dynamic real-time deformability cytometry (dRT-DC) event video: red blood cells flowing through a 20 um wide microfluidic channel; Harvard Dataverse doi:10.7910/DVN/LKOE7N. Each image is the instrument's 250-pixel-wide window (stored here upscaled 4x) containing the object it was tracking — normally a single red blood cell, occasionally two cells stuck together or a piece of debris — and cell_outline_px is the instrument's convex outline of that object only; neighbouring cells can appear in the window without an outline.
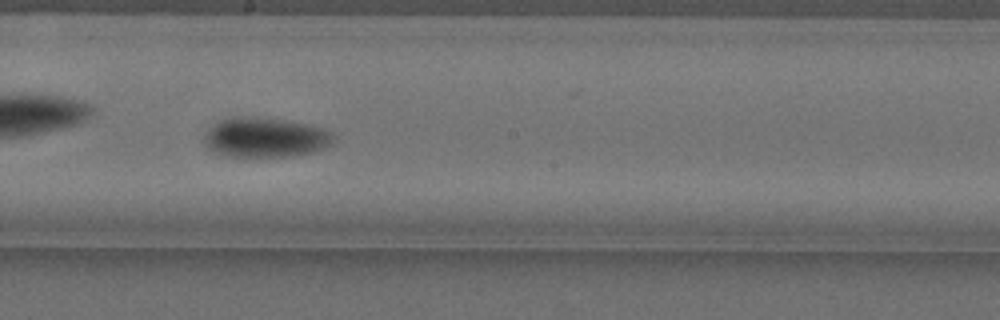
{"species": "Egyptian fruit bat (a non-hibernating species)", "species_latin": "Rousettus aegyptiacus", "temperature_condition": "cold", "stored_images_in_passage": 57, "camera_frame_rate_fps": 3000, "um_per_image_px": 0.085, "animal": {"sex": "female"}, "frame": {"image": 1, "passage_image": 33, "time_ms": 10.667, "image_size_px": [1000, 320], "cell_outline_px": [[336, 136], [328, 144], [312, 152], [292, 156], [228, 156], [216, 152], [208, 148], [204, 144], [204, 136], [220, 120], [240, 116], [248, 116], [284, 120], [324, 128]], "centroid_in_image_um": [22.53, 11.68], "position_along_channel_um": 225.7, "area_um2": 29.3}}
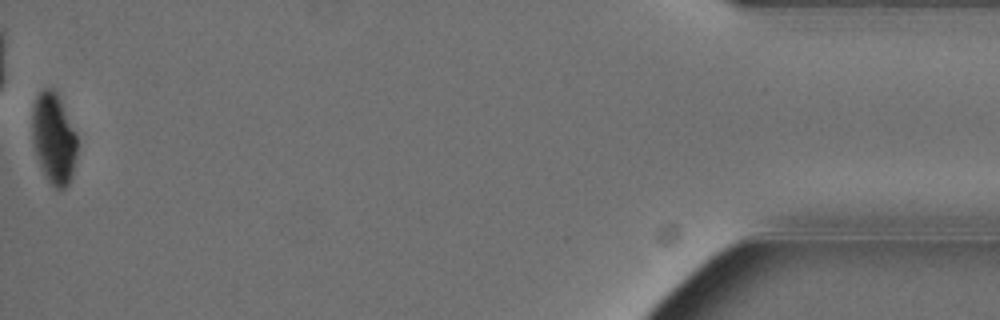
{"frame": {"image": 2, "passage_image": 57, "time_ms": 18.667, "image_size_px": [1000, 320], "cell_outline_px": [[80, 144], [72, 176], [68, 184], [64, 188], [56, 188], [44, 176], [36, 156], [32, 140], [32, 108], [36, 96], [44, 88], [52, 88], [56, 92], [76, 132]], "centroid_in_image_um": [4.59, 11.78], "position_along_channel_um": 430.6, "area_um2": 24.22}, "authors_computed_cell_mechanics": {"area_um2": 27.0504, "velocity_mm_per_s": 3.5788, "shape_relaxation_time_tau1_ms": 4.3752, "shape_relaxation_time_tau2_ms": null, "deformation_change_tau1": 0.1121, "deformation_change_tau2": null}}